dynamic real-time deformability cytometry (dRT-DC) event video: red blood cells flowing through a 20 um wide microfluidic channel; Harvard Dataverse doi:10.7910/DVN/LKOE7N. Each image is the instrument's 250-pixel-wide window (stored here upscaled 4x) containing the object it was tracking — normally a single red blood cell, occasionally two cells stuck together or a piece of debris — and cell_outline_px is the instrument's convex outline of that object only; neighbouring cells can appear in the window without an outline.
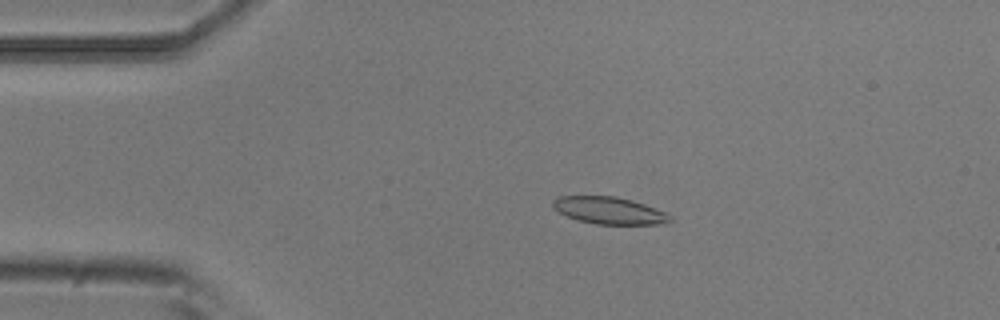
{"species": "common noctule bat (a hibernating species)", "species_latin": "Nyctalus noctula", "temperature_condition": "room temperature", "stored_images_in_passage": 4, "camera_frame_rate_fps": 3000, "um_per_image_px": 0.085, "animal": {"sex": "male", "body_mass_g": 20.5, "forearm_length_mm": 52.5}, "frame": {"image": 1, "passage_image": 3, "time_ms": 0.667, "image_size_px": [1000, 320], "cell_outline_px": [[672, 220], [668, 224], [596, 224], [576, 220], [552, 208], [552, 200], [560, 196], [616, 196], [632, 200], [644, 204], [664, 212], [672, 216]], "centroid_in_image_um": [51.78, 17.89], "position_along_channel_um": 33.2, "area_um2": 18.55}}